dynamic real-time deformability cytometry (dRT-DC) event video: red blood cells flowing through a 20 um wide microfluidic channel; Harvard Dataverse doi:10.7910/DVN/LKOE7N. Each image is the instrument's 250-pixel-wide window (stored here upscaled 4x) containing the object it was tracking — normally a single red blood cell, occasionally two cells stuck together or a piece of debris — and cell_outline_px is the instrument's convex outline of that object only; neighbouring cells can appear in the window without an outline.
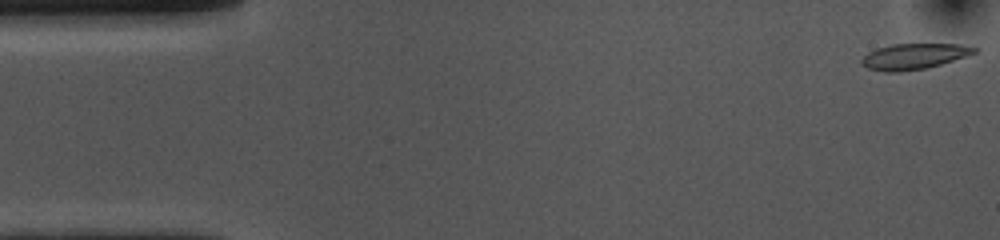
{"species": "common noctule bat (a hibernating species)", "species_latin": "Nyctalus noctula", "temperature_condition": "cold", "stored_images_in_passage": 54, "camera_frame_rate_fps": 3000, "um_per_image_px": 0.085, "animal": {"sex": "female", "body_mass_g": 10.0, "forearm_length_mm": 53.1}, "frame": {"image": 1, "passage_image": 1, "time_ms": 0.0, "image_size_px": [1000, 240], "cell_outline_px": [[980, 48], [976, 52], [968, 56], [928, 68], [900, 72], [884, 72], [868, 68], [860, 64], [860, 60], [868, 52], [876, 48], [892, 44], [960, 44]], "centroid_in_image_um": [77.69, 4.79], "position_along_channel_um": 7.3, "area_um2": 17.17}}
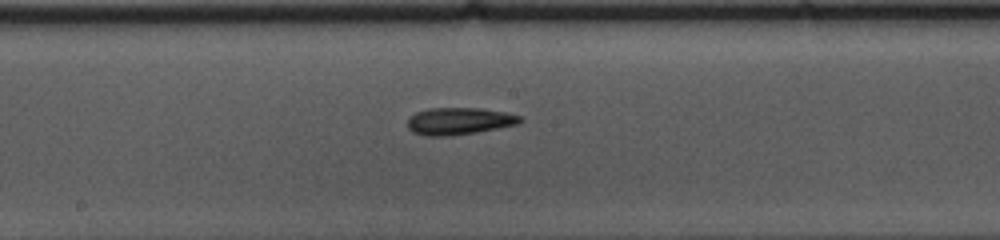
{"frame": {"image": 2, "passage_image": 27, "time_ms": 8.667, "image_size_px": [1000, 240], "cell_outline_px": [[524, 120], [520, 124], [476, 132], [448, 136], [424, 136], [412, 132], [408, 128], [408, 120], [416, 112], [428, 108], [480, 108], [504, 112], [520, 116]], "centroid_in_image_um": [39.03, 10.3], "position_along_channel_um": 209.2, "area_um2": 17.8}}
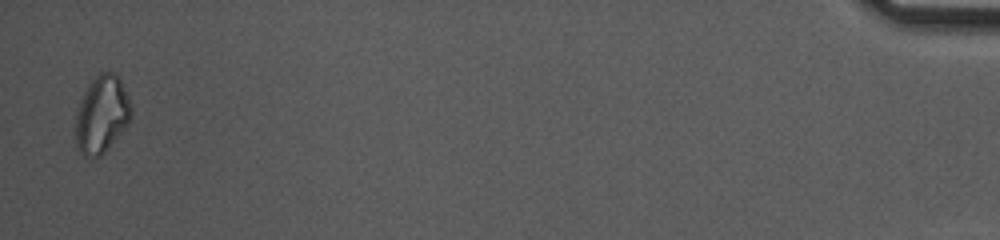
{"frame": {"image": 3, "passage_image": 53, "time_ms": 17.333, "image_size_px": [1000, 240], "cell_outline_px": [[132, 116], [128, 124], [104, 152], [100, 156], [84, 156], [80, 152], [76, 144], [76, 112], [80, 100], [88, 84], [100, 72], [112, 72], [120, 76], [132, 104]], "centroid_in_image_um": [8.67, 9.68], "position_along_channel_um": 426.5, "area_um2": 25.14}, "authors_computed_cell_mechanics": {"area_um2": 17.5423, "velocity_mm_per_s": 3.6258, "shape_relaxation_time_tau1_ms": 3.9811, "shape_relaxation_time_tau2_ms": null, "deformation_change_tau1": 0.1425, "deformation_change_tau2": null}}